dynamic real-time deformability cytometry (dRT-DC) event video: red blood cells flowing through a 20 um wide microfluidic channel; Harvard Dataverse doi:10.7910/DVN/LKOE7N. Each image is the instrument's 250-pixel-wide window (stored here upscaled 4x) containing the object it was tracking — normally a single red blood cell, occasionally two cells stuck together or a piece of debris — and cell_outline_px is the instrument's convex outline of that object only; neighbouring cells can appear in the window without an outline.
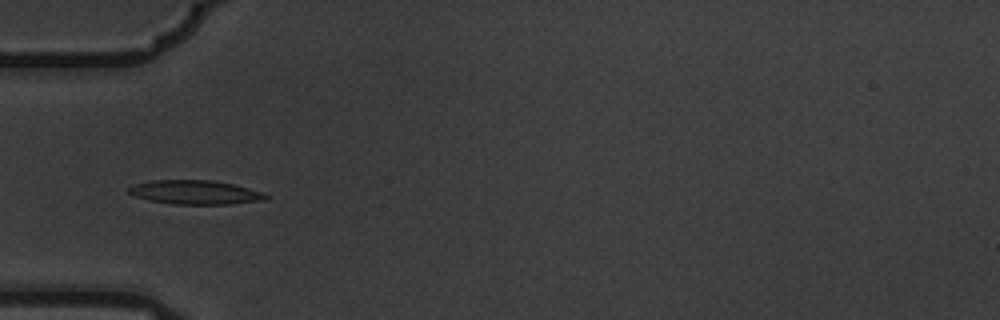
{"species": "common noctule bat (a hibernating species)", "species_latin": "Nyctalus noctula", "temperature_condition": "warm", "stored_images_in_passage": 6, "camera_frame_rate_fps": 3000, "um_per_image_px": 0.085, "animal": {"sex": "male", "body_mass_g": 19.5, "forearm_length_mm": 54.6}, "frame": {"image": 1, "passage_image": 5, "time_ms": 1.333, "image_size_px": [1000, 320], "cell_outline_px": [[272, 196], [264, 200], [228, 204], [172, 204], [148, 200], [136, 196], [128, 192], [128, 188], [136, 184], [152, 180], [212, 180], [232, 184], [264, 192]], "centroid_in_image_um": [16.62, 16.35], "position_along_channel_um": 68.4, "area_um2": 19.13}}
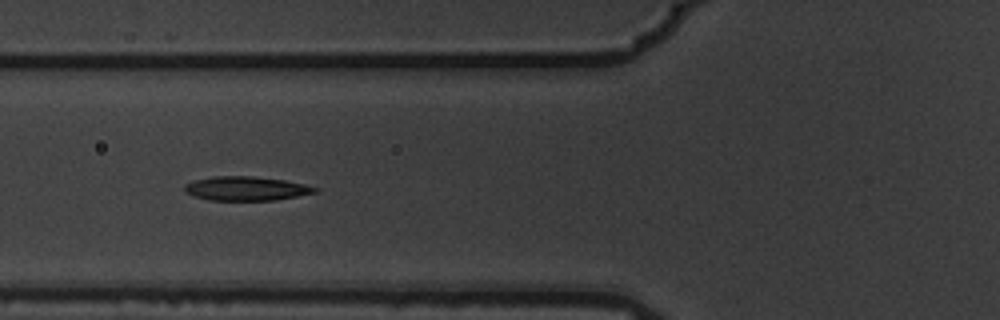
{"frame": {"image": 2, "passage_image": 6, "time_ms": 1.667, "image_size_px": [1000, 320], "cell_outline_px": [[320, 188], [316, 192], [276, 200], [208, 200], [184, 192], [184, 184], [196, 180], [212, 176], [252, 176], [284, 180], [304, 184]], "centroid_in_image_um": [20.91, 16.02], "position_along_channel_um": 104.9, "area_um2": 18.21}}